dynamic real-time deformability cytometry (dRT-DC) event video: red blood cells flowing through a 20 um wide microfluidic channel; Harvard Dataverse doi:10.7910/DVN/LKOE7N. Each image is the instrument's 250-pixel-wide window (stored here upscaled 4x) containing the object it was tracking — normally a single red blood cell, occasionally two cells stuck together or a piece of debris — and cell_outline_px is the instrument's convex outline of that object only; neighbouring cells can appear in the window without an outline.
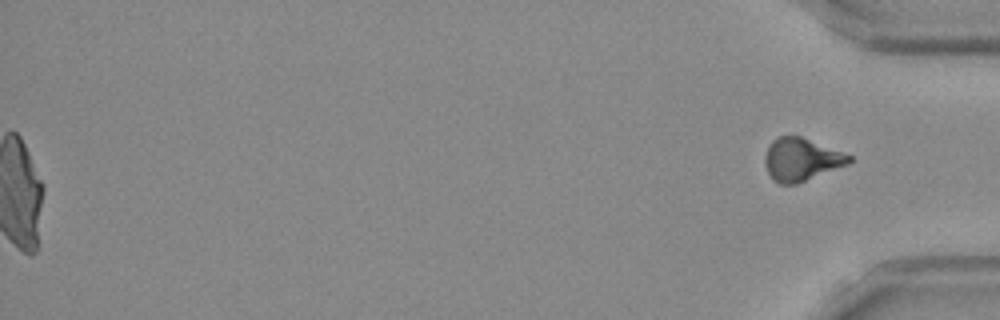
{"species": "Egyptian fruit bat (a non-hibernating species)", "species_latin": "Rousettus aegyptiacus", "temperature_condition": "room temperature", "stored_images_in_passage": 52, "segment_of_instrument_passage": [2, 2], "camera_frame_rate_fps": 3000, "um_per_image_px": 0.085, "frame": {"image": 1, "passage_image": 52, "time_ms": 17.0, "image_size_px": [1000, 320], "cell_outline_px": [[852, 160], [848, 164], [796, 184], [780, 184], [768, 172], [764, 164], [764, 156], [768, 144], [776, 136], [800, 136], [852, 156]], "centroid_in_image_um": [68.07, 13.54], "position_along_channel_um": 367.1, "area_um2": 20.75}}